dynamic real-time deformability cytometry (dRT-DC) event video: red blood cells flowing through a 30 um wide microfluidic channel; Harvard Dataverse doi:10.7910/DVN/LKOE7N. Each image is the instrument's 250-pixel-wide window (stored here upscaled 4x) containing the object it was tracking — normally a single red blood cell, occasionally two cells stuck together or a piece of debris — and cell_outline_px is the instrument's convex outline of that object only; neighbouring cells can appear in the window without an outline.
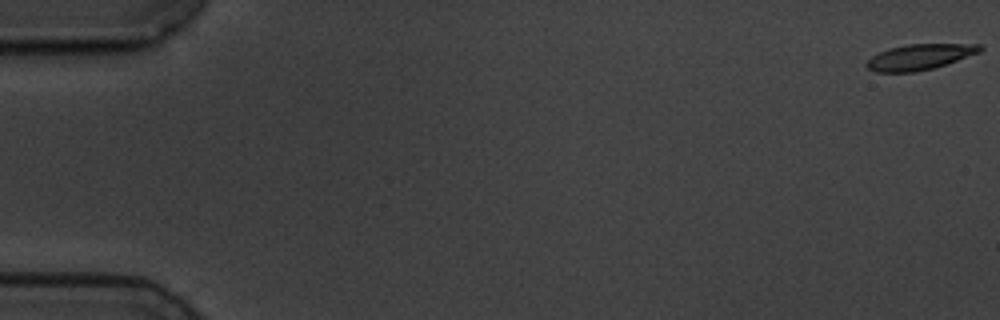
{"species": "common noctule bat (a hibernating species)", "species_latin": "Nyctalus noctula", "temperature_condition": "cold", "stored_images_in_passage": 8, "camera_frame_rate_fps": 3000, "um_per_image_px": 0.085, "animal": {"sex": "male", "body_mass_g": 19.5, "forearm_length_mm": 54.6}, "frame": {"image": 1, "passage_image": 1, "time_ms": 0.0, "image_size_px": [1000, 320], "cell_outline_px": [[984, 48], [980, 52], [932, 68], [916, 72], [876, 72], [868, 68], [864, 64], [872, 56], [888, 48], [908, 44], [980, 44]], "centroid_in_image_um": [78.15, 4.83], "position_along_channel_um": 6.9, "area_um2": 16.76}}